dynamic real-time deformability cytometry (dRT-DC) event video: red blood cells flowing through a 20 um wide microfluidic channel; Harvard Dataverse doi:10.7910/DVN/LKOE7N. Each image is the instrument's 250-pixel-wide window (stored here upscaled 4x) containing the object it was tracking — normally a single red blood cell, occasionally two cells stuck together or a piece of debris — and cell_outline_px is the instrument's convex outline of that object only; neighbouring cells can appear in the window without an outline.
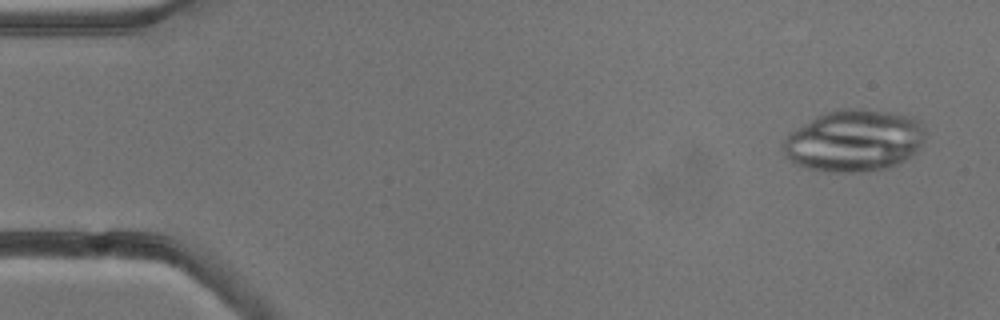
{"species": "common noctule bat (a hibernating species)", "species_latin": "Nyctalus noctula", "temperature_condition": "cold", "stored_images_in_passage": 4, "camera_frame_rate_fps": 3000, "um_per_image_px": 0.085, "animal": {"sex": "male", "body_mass_g": 13.3}, "frame": {"image": 1, "passage_image": 1, "time_ms": 0.0, "image_size_px": [1000, 320], "cell_outline_px": [[924, 140], [916, 152], [912, 156], [888, 168], [860, 172], [828, 172], [808, 168], [796, 164], [784, 156], [784, 140], [788, 132], [828, 112], [844, 108], [888, 112], [912, 116], [920, 120], [924, 124]], "centroid_in_image_um": [72.63, 11.97], "position_along_channel_um": 12.4, "area_um2": 50.98}}